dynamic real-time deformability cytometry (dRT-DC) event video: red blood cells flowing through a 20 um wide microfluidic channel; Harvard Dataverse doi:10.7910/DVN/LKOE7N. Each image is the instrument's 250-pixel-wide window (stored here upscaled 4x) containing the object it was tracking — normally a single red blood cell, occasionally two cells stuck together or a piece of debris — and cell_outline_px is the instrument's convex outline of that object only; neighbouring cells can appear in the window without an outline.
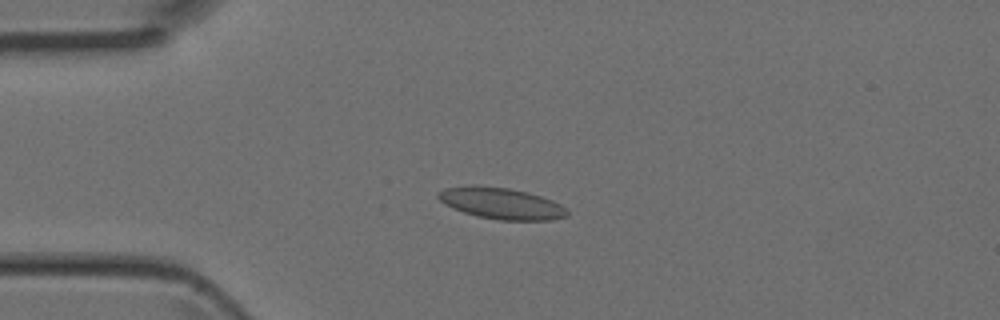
{"species": "Egyptian fruit bat (a non-hibernating species)", "species_latin": "Rousettus aegyptiacus", "temperature_condition": "room temperature", "stored_images_in_passage": 6, "camera_frame_rate_fps": 3000, "um_per_image_px": 0.085, "animal": {"sex": "female"}, "frame": {"image": 1, "passage_image": 4, "time_ms": 1.0, "image_size_px": [1000, 320], "cell_outline_px": [[568, 216], [552, 220], [500, 220], [476, 216], [452, 208], [444, 204], [436, 196], [436, 192], [444, 188], [472, 184], [476, 184], [508, 188], [528, 192], [552, 200], [560, 204], [568, 212]], "centroid_in_image_um": [42.55, 17.27], "position_along_channel_um": 42.4, "area_um2": 23.81}}
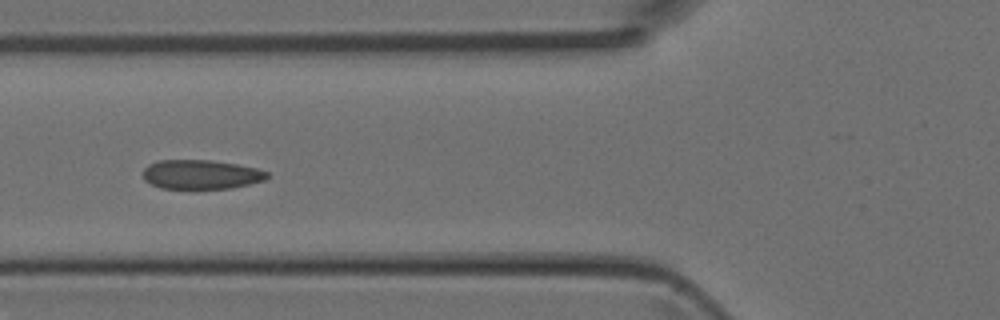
{"frame": {"image": 2, "passage_image": 6, "time_ms": 1.667, "image_size_px": [1000, 320], "cell_outline_px": [[268, 176], [264, 180], [232, 188], [160, 188], [144, 180], [144, 168], [148, 164], [156, 160], [212, 160], [236, 164], [256, 168], [268, 172]], "centroid_in_image_um": [17.06, 14.82], "position_along_channel_um": 108.7, "area_um2": 21.04}}